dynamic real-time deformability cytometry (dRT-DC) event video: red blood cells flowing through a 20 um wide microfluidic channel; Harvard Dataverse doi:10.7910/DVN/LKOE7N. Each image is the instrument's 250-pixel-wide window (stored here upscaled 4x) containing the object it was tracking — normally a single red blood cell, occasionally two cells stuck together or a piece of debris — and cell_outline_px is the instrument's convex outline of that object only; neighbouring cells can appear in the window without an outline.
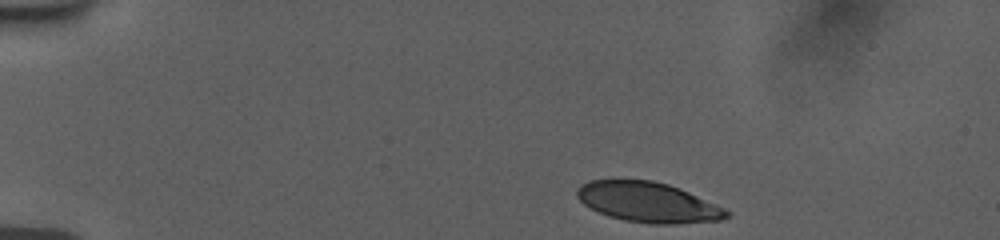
{"species": "human", "species_latin": "Homo sapiens", "temperature_condition": "room temperature", "stored_images_in_passage": 43, "camera_frame_rate_fps": 3000, "um_per_image_px": 0.085, "donor": {"sex": "female"}, "frame": {"image": 1, "passage_image": 1, "time_ms": 0.0, "image_size_px": [1000, 240], "cell_outline_px": [[732, 216], [720, 220], [672, 224], [652, 224], [624, 220], [608, 216], [584, 204], [576, 196], [576, 188], [580, 184], [588, 180], [616, 176], [652, 180], [668, 184], [680, 188], [716, 204], [732, 212]], "centroid_in_image_um": [55.03, 17.13], "position_along_channel_um": 30.0, "area_um2": 35.95}}
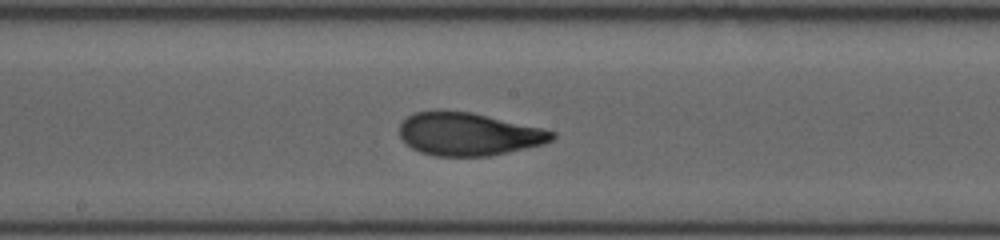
{"frame": {"image": 2, "passage_image": 22, "time_ms": 7.0, "image_size_px": [1000, 240], "cell_outline_px": [[556, 136], [552, 140], [544, 144], [488, 156], [436, 156], [420, 152], [412, 148], [400, 136], [400, 124], [412, 112], [436, 108], [472, 112], [540, 128], [556, 132]], "centroid_in_image_um": [39.78, 11.37], "position_along_channel_um": 208.4, "area_um2": 38.38}}
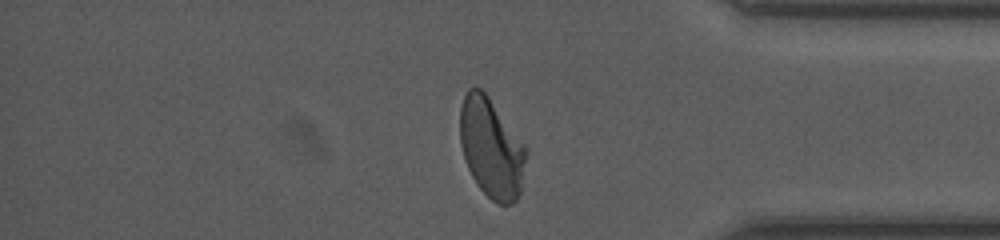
{"frame": {"image": 3, "passage_image": 38, "time_ms": 12.333, "image_size_px": [1000, 240], "cell_outline_px": [[528, 152], [520, 192], [516, 200], [512, 204], [500, 204], [492, 200], [480, 188], [472, 176], [468, 168], [460, 144], [460, 108], [464, 96], [468, 88], [480, 88], [488, 96], [528, 148]], "centroid_in_image_um": [41.78, 12.58], "position_along_channel_um": 393.4, "area_um2": 38.32}, "authors_computed_cell_mechanics": {"area_um2": 38.2058, "velocity_mm_per_s": 3.7601, "shape_relaxation_time_tau1_ms": 5.9605, "shape_relaxation_time_tau2_ms": 0.8833, "deformation_change_tau1": 0.2238, "deformation_change_tau2": 0.0606}}